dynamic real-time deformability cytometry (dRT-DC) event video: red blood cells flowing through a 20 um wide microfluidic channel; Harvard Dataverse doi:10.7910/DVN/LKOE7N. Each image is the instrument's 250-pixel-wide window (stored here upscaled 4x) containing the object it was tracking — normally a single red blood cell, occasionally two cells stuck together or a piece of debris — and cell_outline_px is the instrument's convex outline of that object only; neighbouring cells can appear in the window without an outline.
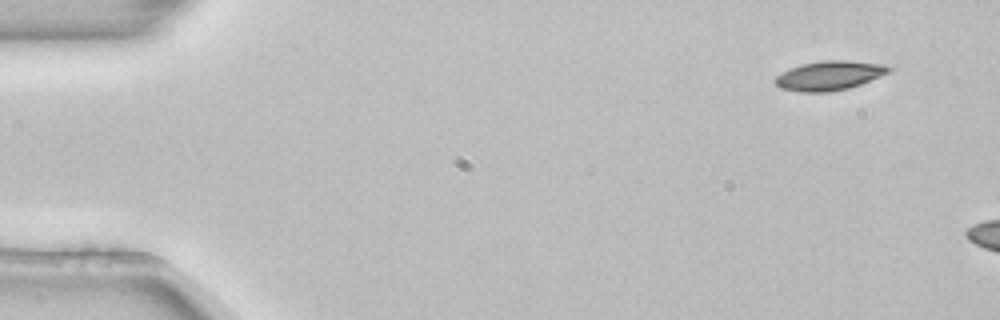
{"species": "common noctule bat (a hibernating species)", "species_latin": "Nyctalus noctula", "temperature_condition": "room temperature", "stored_images_in_passage": 4, "camera_frame_rate_fps": 3000, "um_per_image_px": 0.085, "animal": {"sex": "female", "body_mass_g": 22.7, "forearm_length_mm": 54.2}, "frame": {"image": 1, "passage_image": 1, "time_ms": 0.0, "image_size_px": [1000, 320], "cell_outline_px": [[896, 68], [880, 76], [860, 84], [848, 88], [828, 92], [800, 92], [780, 88], [776, 84], [776, 76], [788, 68], [800, 64], [824, 60], [848, 60], [884, 64]], "centroid_in_image_um": [70.5, 6.41], "position_along_channel_um": 14.5, "area_um2": 19.48}}